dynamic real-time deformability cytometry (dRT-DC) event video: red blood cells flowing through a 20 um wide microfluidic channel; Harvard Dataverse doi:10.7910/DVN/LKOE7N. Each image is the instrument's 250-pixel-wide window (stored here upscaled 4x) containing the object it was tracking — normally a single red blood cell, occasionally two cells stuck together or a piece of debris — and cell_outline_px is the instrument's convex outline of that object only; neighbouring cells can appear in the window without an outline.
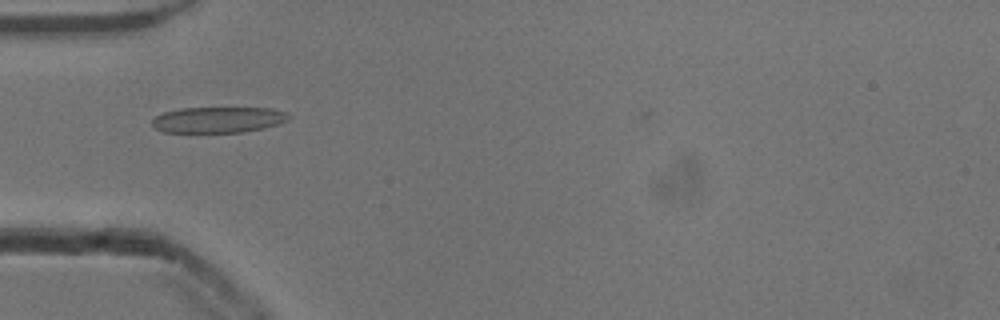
{"species": "common noctule bat (a hibernating species)", "species_latin": "Nyctalus noctula", "temperature_condition": "cold", "stored_images_in_passage": 39, "camera_frame_rate_fps": 3000, "um_per_image_px": 0.085, "animal": {"sex": "male", "body_mass_g": 13.3}, "frame": {"image": 1, "passage_image": 3, "time_ms": 0.667, "image_size_px": [1000, 320], "cell_outline_px": [[288, 120], [280, 124], [264, 128], [244, 132], [164, 132], [152, 128], [152, 120], [156, 116], [164, 112], [180, 108], [272, 108], [288, 112]], "centroid_in_image_um": [18.55, 10.18], "position_along_channel_um": 66.4, "area_um2": 20.75}}
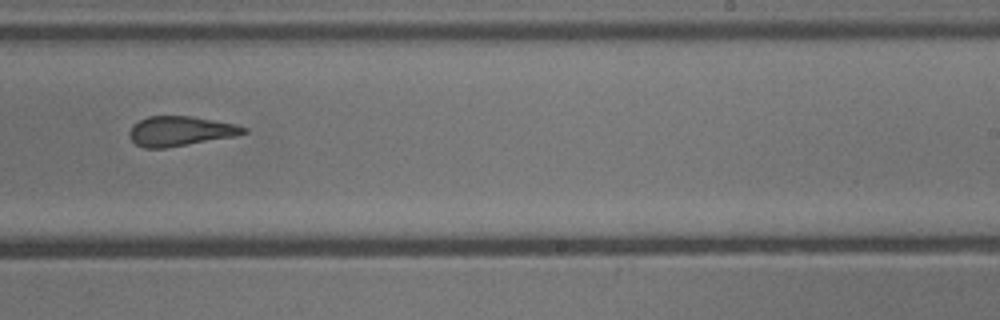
{"frame": {"image": 2, "passage_image": 19, "time_ms": 6.0, "image_size_px": [1000, 320], "cell_outline_px": [[248, 132], [236, 136], [164, 148], [144, 148], [136, 144], [128, 136], [128, 132], [132, 124], [148, 116], [192, 116], [236, 124], [248, 128]], "centroid_in_image_um": [15.32, 11.14], "position_along_channel_um": 273.7, "area_um2": 19.88}}
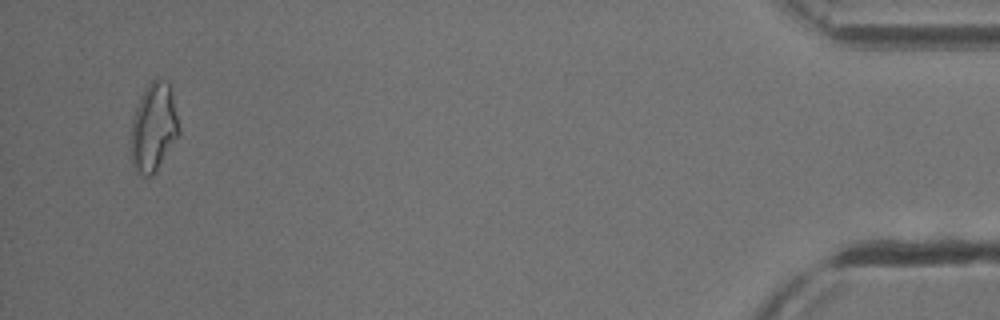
{"frame": {"image": 3, "passage_image": 37, "time_ms": 12.0, "image_size_px": [1000, 320], "cell_outline_px": [[180, 132], [152, 176], [140, 176], [132, 164], [132, 120], [140, 96], [144, 88], [156, 76], [168, 84], [172, 88], [180, 128]], "centroid_in_image_um": [13.07, 10.78], "position_along_channel_um": 422.1, "area_um2": 24.57}, "authors_computed_cell_mechanics": {"area_um2": 20.7502, "velocity_mm_per_s": 3.8806, "shape_relaxation_time_tau1_ms": 6.6609, "shape_relaxation_time_tau2_ms": 1.0313, "deformation_change_tau1": 0.1751, "deformation_change_tau2": 0.1073}}